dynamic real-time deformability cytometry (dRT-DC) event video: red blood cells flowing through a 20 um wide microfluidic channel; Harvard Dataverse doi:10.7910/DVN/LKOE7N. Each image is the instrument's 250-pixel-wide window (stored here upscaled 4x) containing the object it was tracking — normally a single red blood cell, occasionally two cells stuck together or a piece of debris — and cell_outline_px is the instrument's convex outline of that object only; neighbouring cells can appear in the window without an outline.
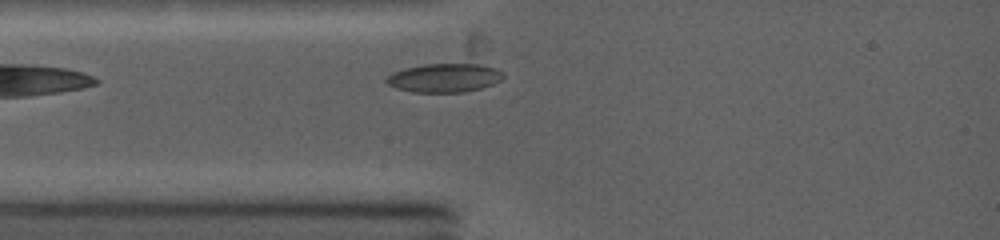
{"species": "common noctule bat (a hibernating species)", "species_latin": "Nyctalus noctula", "temperature_condition": "warm", "stored_images_in_passage": 2, "camera_frame_rate_fps": 5000, "um_per_image_px": 0.085, "animal": {"sex": "female", "body_mass_g": 19.0, "forearm_length_mm": 53.3}, "frame": {"image": 1, "passage_image": 1, "time_ms": 0.0, "image_size_px": [1000, 240], "cell_outline_px": [[504, 76], [500, 80], [492, 84], [480, 88], [464, 92], [412, 92], [396, 88], [388, 84], [384, 80], [392, 72], [404, 68], [424, 64], [480, 64], [496, 68], [504, 72]], "centroid_in_image_um": [37.76, 6.61], "position_along_channel_um": 47.2, "area_um2": 19.59}}